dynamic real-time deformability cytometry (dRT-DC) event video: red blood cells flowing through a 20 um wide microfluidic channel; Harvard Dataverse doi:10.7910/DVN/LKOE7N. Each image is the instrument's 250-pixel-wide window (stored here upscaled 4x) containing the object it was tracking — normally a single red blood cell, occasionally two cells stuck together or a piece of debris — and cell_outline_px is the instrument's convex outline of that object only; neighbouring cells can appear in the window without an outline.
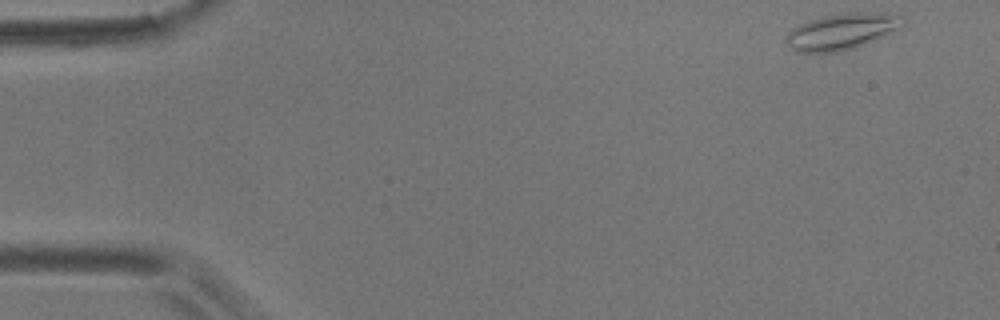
{"species": "common noctule bat (a hibernating species)", "species_latin": "Nyctalus noctula", "temperature_condition": "room temperature", "stored_images_in_passage": 54, "camera_frame_rate_fps": 3000, "um_per_image_px": 0.085, "animal": {"sex": "male", "body_mass_g": 17.9}, "frame": {"image": 1, "passage_image": 1, "time_ms": 0.0, "image_size_px": [1000, 320], "cell_outline_px": [[908, 20], [904, 28], [864, 44], [852, 48], [836, 52], [796, 52], [784, 44], [784, 36], [792, 28], [808, 20], [824, 16], [848, 12], [880, 12], [900, 16]], "centroid_in_image_um": [71.57, 2.66], "position_along_channel_um": 13.4, "area_um2": 25.09}}
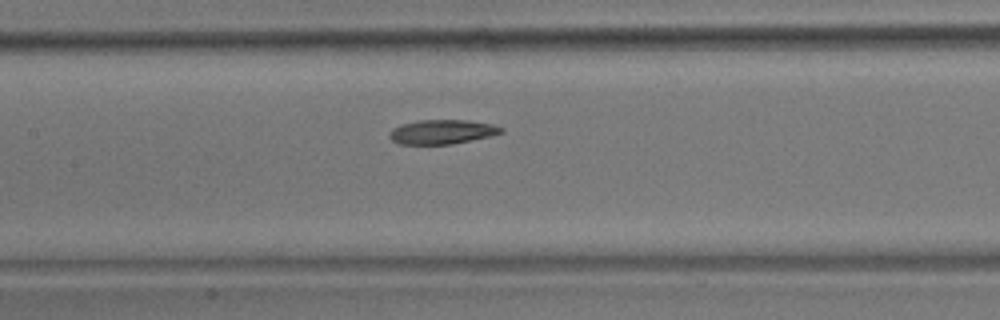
{"frame": {"image": 2, "passage_image": 24, "time_ms": 7.667, "image_size_px": [1000, 320], "cell_outline_px": [[504, 132], [492, 136], [452, 144], [400, 144], [392, 140], [388, 136], [388, 132], [392, 128], [400, 124], [416, 120], [468, 120], [492, 124], [504, 128]], "centroid_in_image_um": [37.57, 11.2], "position_along_channel_um": 169.8, "area_um2": 16.07}}
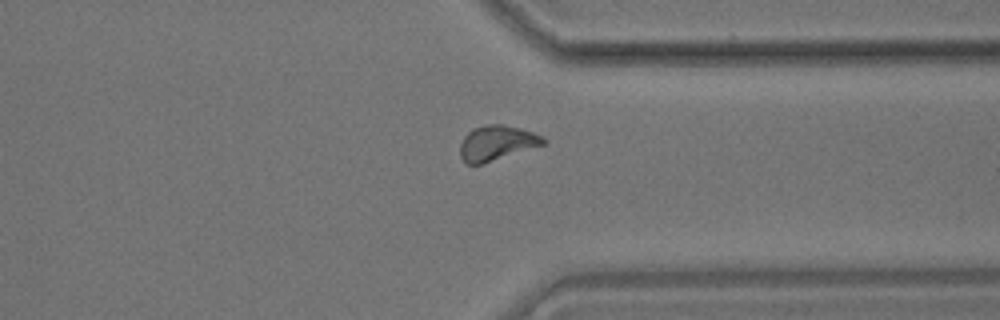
{"frame": {"image": 3, "passage_image": 41, "time_ms": 13.333, "image_size_px": [1000, 320], "cell_outline_px": [[548, 140], [544, 144], [480, 164], [468, 164], [460, 156], [460, 144], [464, 136], [472, 128], [488, 124], [500, 124], [520, 128], [544, 136]], "centroid_in_image_um": [42.22, 12.13], "position_along_channel_um": 369.2, "area_um2": 16.7}, "authors_computed_cell_mechanics": {"area_um2": 16.7042, "velocity_mm_per_s": 3.5384, "shape_relaxation_time_tau1_ms": 9.63, "shape_relaxation_time_tau2_ms": 4.3595, "deformation_change_tau1": 0.1861, "deformation_change_tau2": 0.1187}}